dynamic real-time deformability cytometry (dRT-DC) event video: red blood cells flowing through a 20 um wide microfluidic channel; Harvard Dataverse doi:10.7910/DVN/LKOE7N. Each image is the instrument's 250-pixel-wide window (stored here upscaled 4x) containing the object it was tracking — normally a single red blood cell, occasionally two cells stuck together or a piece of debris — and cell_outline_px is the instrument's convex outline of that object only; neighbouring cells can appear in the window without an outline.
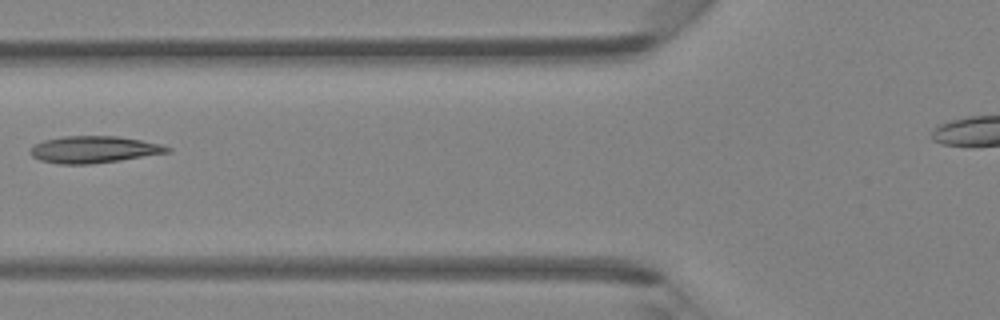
{"species": "Egyptian fruit bat (a non-hibernating species)", "species_latin": "Rousettus aegyptiacus", "temperature_condition": "room temperature", "stored_images_in_passage": 4, "camera_frame_rate_fps": 3000, "um_per_image_px": 0.085, "animal": {"sex": "female"}, "frame": {"image": 1, "passage_image": 4, "time_ms": 4.333, "image_size_px": [1000, 320], "cell_outline_px": [[172, 152], [120, 160], [88, 164], [56, 164], [40, 160], [32, 156], [28, 152], [36, 144], [44, 140], [64, 136], [116, 136], [140, 140], [160, 144], [172, 148]], "centroid_in_image_um": [7.98, 12.71], "position_along_channel_um": 117.8, "area_um2": 21.39}}